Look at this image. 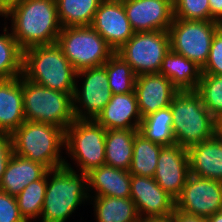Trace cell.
I'll list each match as a JSON object with an SVG mask.
<instances>
[{
  "instance_id": "cell-1",
  "label": "cell",
  "mask_w": 222,
  "mask_h": 222,
  "mask_svg": "<svg viewBox=\"0 0 222 222\" xmlns=\"http://www.w3.org/2000/svg\"><path fill=\"white\" fill-rule=\"evenodd\" d=\"M7 21L23 51L56 43L62 29L55 0H24L9 10Z\"/></svg>"
},
{
  "instance_id": "cell-2",
  "label": "cell",
  "mask_w": 222,
  "mask_h": 222,
  "mask_svg": "<svg viewBox=\"0 0 222 222\" xmlns=\"http://www.w3.org/2000/svg\"><path fill=\"white\" fill-rule=\"evenodd\" d=\"M89 199L87 174L65 166L51 169L39 221L66 222Z\"/></svg>"
},
{
  "instance_id": "cell-3",
  "label": "cell",
  "mask_w": 222,
  "mask_h": 222,
  "mask_svg": "<svg viewBox=\"0 0 222 222\" xmlns=\"http://www.w3.org/2000/svg\"><path fill=\"white\" fill-rule=\"evenodd\" d=\"M13 153L44 165L64 166L65 130L47 123L25 121L12 134ZM63 153V154H62Z\"/></svg>"
},
{
  "instance_id": "cell-4",
  "label": "cell",
  "mask_w": 222,
  "mask_h": 222,
  "mask_svg": "<svg viewBox=\"0 0 222 222\" xmlns=\"http://www.w3.org/2000/svg\"><path fill=\"white\" fill-rule=\"evenodd\" d=\"M22 75L39 85L64 93H74L77 71L57 43L23 51Z\"/></svg>"
},
{
  "instance_id": "cell-5",
  "label": "cell",
  "mask_w": 222,
  "mask_h": 222,
  "mask_svg": "<svg viewBox=\"0 0 222 222\" xmlns=\"http://www.w3.org/2000/svg\"><path fill=\"white\" fill-rule=\"evenodd\" d=\"M176 144L189 148L213 138L219 122L195 90L178 91L170 104Z\"/></svg>"
},
{
  "instance_id": "cell-6",
  "label": "cell",
  "mask_w": 222,
  "mask_h": 222,
  "mask_svg": "<svg viewBox=\"0 0 222 222\" xmlns=\"http://www.w3.org/2000/svg\"><path fill=\"white\" fill-rule=\"evenodd\" d=\"M105 135L106 129L96 120L75 119L65 129V154L69 159H65L64 166L88 174L105 165Z\"/></svg>"
},
{
  "instance_id": "cell-7",
  "label": "cell",
  "mask_w": 222,
  "mask_h": 222,
  "mask_svg": "<svg viewBox=\"0 0 222 222\" xmlns=\"http://www.w3.org/2000/svg\"><path fill=\"white\" fill-rule=\"evenodd\" d=\"M23 110L25 121L47 123L63 128L75 118L73 94L46 88L22 75Z\"/></svg>"
},
{
  "instance_id": "cell-8",
  "label": "cell",
  "mask_w": 222,
  "mask_h": 222,
  "mask_svg": "<svg viewBox=\"0 0 222 222\" xmlns=\"http://www.w3.org/2000/svg\"><path fill=\"white\" fill-rule=\"evenodd\" d=\"M56 43L77 72L102 66L115 53L92 26L62 28Z\"/></svg>"
},
{
  "instance_id": "cell-9",
  "label": "cell",
  "mask_w": 222,
  "mask_h": 222,
  "mask_svg": "<svg viewBox=\"0 0 222 222\" xmlns=\"http://www.w3.org/2000/svg\"><path fill=\"white\" fill-rule=\"evenodd\" d=\"M221 26L216 21L174 18L168 29L170 49L202 69L208 60L213 36Z\"/></svg>"
},
{
  "instance_id": "cell-10",
  "label": "cell",
  "mask_w": 222,
  "mask_h": 222,
  "mask_svg": "<svg viewBox=\"0 0 222 222\" xmlns=\"http://www.w3.org/2000/svg\"><path fill=\"white\" fill-rule=\"evenodd\" d=\"M170 50L168 31L137 32L117 53L136 76L159 73L164 56Z\"/></svg>"
},
{
  "instance_id": "cell-11",
  "label": "cell",
  "mask_w": 222,
  "mask_h": 222,
  "mask_svg": "<svg viewBox=\"0 0 222 222\" xmlns=\"http://www.w3.org/2000/svg\"><path fill=\"white\" fill-rule=\"evenodd\" d=\"M111 97L112 91L109 87L108 75L103 66L77 72L73 94V107L76 119L95 120Z\"/></svg>"
},
{
  "instance_id": "cell-12",
  "label": "cell",
  "mask_w": 222,
  "mask_h": 222,
  "mask_svg": "<svg viewBox=\"0 0 222 222\" xmlns=\"http://www.w3.org/2000/svg\"><path fill=\"white\" fill-rule=\"evenodd\" d=\"M175 209L203 218L222 211V182L189 174Z\"/></svg>"
},
{
  "instance_id": "cell-13",
  "label": "cell",
  "mask_w": 222,
  "mask_h": 222,
  "mask_svg": "<svg viewBox=\"0 0 222 222\" xmlns=\"http://www.w3.org/2000/svg\"><path fill=\"white\" fill-rule=\"evenodd\" d=\"M189 174L187 148L179 144L162 146L153 178L174 200L180 196Z\"/></svg>"
},
{
  "instance_id": "cell-14",
  "label": "cell",
  "mask_w": 222,
  "mask_h": 222,
  "mask_svg": "<svg viewBox=\"0 0 222 222\" xmlns=\"http://www.w3.org/2000/svg\"><path fill=\"white\" fill-rule=\"evenodd\" d=\"M135 33L168 31L174 19L173 4L168 0H122Z\"/></svg>"
},
{
  "instance_id": "cell-15",
  "label": "cell",
  "mask_w": 222,
  "mask_h": 222,
  "mask_svg": "<svg viewBox=\"0 0 222 222\" xmlns=\"http://www.w3.org/2000/svg\"><path fill=\"white\" fill-rule=\"evenodd\" d=\"M130 198L140 219L168 217L175 210V200L152 177L131 175Z\"/></svg>"
},
{
  "instance_id": "cell-16",
  "label": "cell",
  "mask_w": 222,
  "mask_h": 222,
  "mask_svg": "<svg viewBox=\"0 0 222 222\" xmlns=\"http://www.w3.org/2000/svg\"><path fill=\"white\" fill-rule=\"evenodd\" d=\"M116 52L135 33L122 0H103L91 25Z\"/></svg>"
},
{
  "instance_id": "cell-17",
  "label": "cell",
  "mask_w": 222,
  "mask_h": 222,
  "mask_svg": "<svg viewBox=\"0 0 222 222\" xmlns=\"http://www.w3.org/2000/svg\"><path fill=\"white\" fill-rule=\"evenodd\" d=\"M135 93L141 117L170 106L174 95L179 91L172 82L160 73L136 76Z\"/></svg>"
},
{
  "instance_id": "cell-18",
  "label": "cell",
  "mask_w": 222,
  "mask_h": 222,
  "mask_svg": "<svg viewBox=\"0 0 222 222\" xmlns=\"http://www.w3.org/2000/svg\"><path fill=\"white\" fill-rule=\"evenodd\" d=\"M106 130H139V113L135 90L127 94H112L110 101L95 119Z\"/></svg>"
},
{
  "instance_id": "cell-19",
  "label": "cell",
  "mask_w": 222,
  "mask_h": 222,
  "mask_svg": "<svg viewBox=\"0 0 222 222\" xmlns=\"http://www.w3.org/2000/svg\"><path fill=\"white\" fill-rule=\"evenodd\" d=\"M24 122L22 75L0 79V133L12 134Z\"/></svg>"
},
{
  "instance_id": "cell-20",
  "label": "cell",
  "mask_w": 222,
  "mask_h": 222,
  "mask_svg": "<svg viewBox=\"0 0 222 222\" xmlns=\"http://www.w3.org/2000/svg\"><path fill=\"white\" fill-rule=\"evenodd\" d=\"M87 176L90 197L130 198L131 174L129 171L105 164L91 170Z\"/></svg>"
},
{
  "instance_id": "cell-21",
  "label": "cell",
  "mask_w": 222,
  "mask_h": 222,
  "mask_svg": "<svg viewBox=\"0 0 222 222\" xmlns=\"http://www.w3.org/2000/svg\"><path fill=\"white\" fill-rule=\"evenodd\" d=\"M190 174L222 182V146L214 136L187 148Z\"/></svg>"
},
{
  "instance_id": "cell-22",
  "label": "cell",
  "mask_w": 222,
  "mask_h": 222,
  "mask_svg": "<svg viewBox=\"0 0 222 222\" xmlns=\"http://www.w3.org/2000/svg\"><path fill=\"white\" fill-rule=\"evenodd\" d=\"M49 170L42 164L12 154L0 182V191L17 196L31 182L41 179Z\"/></svg>"
},
{
  "instance_id": "cell-23",
  "label": "cell",
  "mask_w": 222,
  "mask_h": 222,
  "mask_svg": "<svg viewBox=\"0 0 222 222\" xmlns=\"http://www.w3.org/2000/svg\"><path fill=\"white\" fill-rule=\"evenodd\" d=\"M159 73L179 91L196 90L202 74L199 66L172 49L164 56Z\"/></svg>"
},
{
  "instance_id": "cell-24",
  "label": "cell",
  "mask_w": 222,
  "mask_h": 222,
  "mask_svg": "<svg viewBox=\"0 0 222 222\" xmlns=\"http://www.w3.org/2000/svg\"><path fill=\"white\" fill-rule=\"evenodd\" d=\"M96 222H139L140 216L131 198L90 197Z\"/></svg>"
},
{
  "instance_id": "cell-25",
  "label": "cell",
  "mask_w": 222,
  "mask_h": 222,
  "mask_svg": "<svg viewBox=\"0 0 222 222\" xmlns=\"http://www.w3.org/2000/svg\"><path fill=\"white\" fill-rule=\"evenodd\" d=\"M136 129H111L105 135V164L114 168L129 171Z\"/></svg>"
},
{
  "instance_id": "cell-26",
  "label": "cell",
  "mask_w": 222,
  "mask_h": 222,
  "mask_svg": "<svg viewBox=\"0 0 222 222\" xmlns=\"http://www.w3.org/2000/svg\"><path fill=\"white\" fill-rule=\"evenodd\" d=\"M62 28L91 26L103 0H55Z\"/></svg>"
},
{
  "instance_id": "cell-27",
  "label": "cell",
  "mask_w": 222,
  "mask_h": 222,
  "mask_svg": "<svg viewBox=\"0 0 222 222\" xmlns=\"http://www.w3.org/2000/svg\"><path fill=\"white\" fill-rule=\"evenodd\" d=\"M162 145L153 143L139 132L134 137L133 155L129 173L141 177H154Z\"/></svg>"
},
{
  "instance_id": "cell-28",
  "label": "cell",
  "mask_w": 222,
  "mask_h": 222,
  "mask_svg": "<svg viewBox=\"0 0 222 222\" xmlns=\"http://www.w3.org/2000/svg\"><path fill=\"white\" fill-rule=\"evenodd\" d=\"M9 22H0V79H11L23 73V50L13 37ZM4 25V26H3Z\"/></svg>"
},
{
  "instance_id": "cell-29",
  "label": "cell",
  "mask_w": 222,
  "mask_h": 222,
  "mask_svg": "<svg viewBox=\"0 0 222 222\" xmlns=\"http://www.w3.org/2000/svg\"><path fill=\"white\" fill-rule=\"evenodd\" d=\"M172 123L173 118L169 106L143 117L138 131L153 143L169 146L176 144Z\"/></svg>"
},
{
  "instance_id": "cell-30",
  "label": "cell",
  "mask_w": 222,
  "mask_h": 222,
  "mask_svg": "<svg viewBox=\"0 0 222 222\" xmlns=\"http://www.w3.org/2000/svg\"><path fill=\"white\" fill-rule=\"evenodd\" d=\"M46 188L47 173L41 179L31 182L16 196L20 214L26 222L39 221Z\"/></svg>"
},
{
  "instance_id": "cell-31",
  "label": "cell",
  "mask_w": 222,
  "mask_h": 222,
  "mask_svg": "<svg viewBox=\"0 0 222 222\" xmlns=\"http://www.w3.org/2000/svg\"><path fill=\"white\" fill-rule=\"evenodd\" d=\"M102 66L106 69L112 94H127L134 91L136 75L132 67L117 53Z\"/></svg>"
},
{
  "instance_id": "cell-32",
  "label": "cell",
  "mask_w": 222,
  "mask_h": 222,
  "mask_svg": "<svg viewBox=\"0 0 222 222\" xmlns=\"http://www.w3.org/2000/svg\"><path fill=\"white\" fill-rule=\"evenodd\" d=\"M201 97L204 106L218 121H222V75L201 74L195 90Z\"/></svg>"
},
{
  "instance_id": "cell-33",
  "label": "cell",
  "mask_w": 222,
  "mask_h": 222,
  "mask_svg": "<svg viewBox=\"0 0 222 222\" xmlns=\"http://www.w3.org/2000/svg\"><path fill=\"white\" fill-rule=\"evenodd\" d=\"M173 12L176 19L210 21L208 0H176Z\"/></svg>"
},
{
  "instance_id": "cell-34",
  "label": "cell",
  "mask_w": 222,
  "mask_h": 222,
  "mask_svg": "<svg viewBox=\"0 0 222 222\" xmlns=\"http://www.w3.org/2000/svg\"><path fill=\"white\" fill-rule=\"evenodd\" d=\"M201 72L202 74L222 75V26L213 36L209 57Z\"/></svg>"
},
{
  "instance_id": "cell-35",
  "label": "cell",
  "mask_w": 222,
  "mask_h": 222,
  "mask_svg": "<svg viewBox=\"0 0 222 222\" xmlns=\"http://www.w3.org/2000/svg\"><path fill=\"white\" fill-rule=\"evenodd\" d=\"M0 222H26L18 208L15 196L0 191Z\"/></svg>"
},
{
  "instance_id": "cell-36",
  "label": "cell",
  "mask_w": 222,
  "mask_h": 222,
  "mask_svg": "<svg viewBox=\"0 0 222 222\" xmlns=\"http://www.w3.org/2000/svg\"><path fill=\"white\" fill-rule=\"evenodd\" d=\"M12 154L13 144L11 134L0 133V182Z\"/></svg>"
},
{
  "instance_id": "cell-37",
  "label": "cell",
  "mask_w": 222,
  "mask_h": 222,
  "mask_svg": "<svg viewBox=\"0 0 222 222\" xmlns=\"http://www.w3.org/2000/svg\"><path fill=\"white\" fill-rule=\"evenodd\" d=\"M210 6V21L222 24V0H208Z\"/></svg>"
},
{
  "instance_id": "cell-38",
  "label": "cell",
  "mask_w": 222,
  "mask_h": 222,
  "mask_svg": "<svg viewBox=\"0 0 222 222\" xmlns=\"http://www.w3.org/2000/svg\"><path fill=\"white\" fill-rule=\"evenodd\" d=\"M172 216L174 222H207L206 218L188 215L176 209L174 210Z\"/></svg>"
},
{
  "instance_id": "cell-39",
  "label": "cell",
  "mask_w": 222,
  "mask_h": 222,
  "mask_svg": "<svg viewBox=\"0 0 222 222\" xmlns=\"http://www.w3.org/2000/svg\"><path fill=\"white\" fill-rule=\"evenodd\" d=\"M139 222H174L173 216L168 217H153V218H142Z\"/></svg>"
},
{
  "instance_id": "cell-40",
  "label": "cell",
  "mask_w": 222,
  "mask_h": 222,
  "mask_svg": "<svg viewBox=\"0 0 222 222\" xmlns=\"http://www.w3.org/2000/svg\"><path fill=\"white\" fill-rule=\"evenodd\" d=\"M22 1L24 0H4V11L8 13L11 8L20 4Z\"/></svg>"
},
{
  "instance_id": "cell-41",
  "label": "cell",
  "mask_w": 222,
  "mask_h": 222,
  "mask_svg": "<svg viewBox=\"0 0 222 222\" xmlns=\"http://www.w3.org/2000/svg\"><path fill=\"white\" fill-rule=\"evenodd\" d=\"M207 222H222V211L206 218Z\"/></svg>"
},
{
  "instance_id": "cell-42",
  "label": "cell",
  "mask_w": 222,
  "mask_h": 222,
  "mask_svg": "<svg viewBox=\"0 0 222 222\" xmlns=\"http://www.w3.org/2000/svg\"><path fill=\"white\" fill-rule=\"evenodd\" d=\"M215 137L219 140L222 146V126L220 124L217 125Z\"/></svg>"
},
{
  "instance_id": "cell-43",
  "label": "cell",
  "mask_w": 222,
  "mask_h": 222,
  "mask_svg": "<svg viewBox=\"0 0 222 222\" xmlns=\"http://www.w3.org/2000/svg\"><path fill=\"white\" fill-rule=\"evenodd\" d=\"M0 16L1 19H3V22L6 21L7 22V13L0 7Z\"/></svg>"
},
{
  "instance_id": "cell-44",
  "label": "cell",
  "mask_w": 222,
  "mask_h": 222,
  "mask_svg": "<svg viewBox=\"0 0 222 222\" xmlns=\"http://www.w3.org/2000/svg\"><path fill=\"white\" fill-rule=\"evenodd\" d=\"M0 7L4 10V0H0Z\"/></svg>"
},
{
  "instance_id": "cell-45",
  "label": "cell",
  "mask_w": 222,
  "mask_h": 222,
  "mask_svg": "<svg viewBox=\"0 0 222 222\" xmlns=\"http://www.w3.org/2000/svg\"><path fill=\"white\" fill-rule=\"evenodd\" d=\"M170 3L174 4L176 0H168Z\"/></svg>"
}]
</instances>
